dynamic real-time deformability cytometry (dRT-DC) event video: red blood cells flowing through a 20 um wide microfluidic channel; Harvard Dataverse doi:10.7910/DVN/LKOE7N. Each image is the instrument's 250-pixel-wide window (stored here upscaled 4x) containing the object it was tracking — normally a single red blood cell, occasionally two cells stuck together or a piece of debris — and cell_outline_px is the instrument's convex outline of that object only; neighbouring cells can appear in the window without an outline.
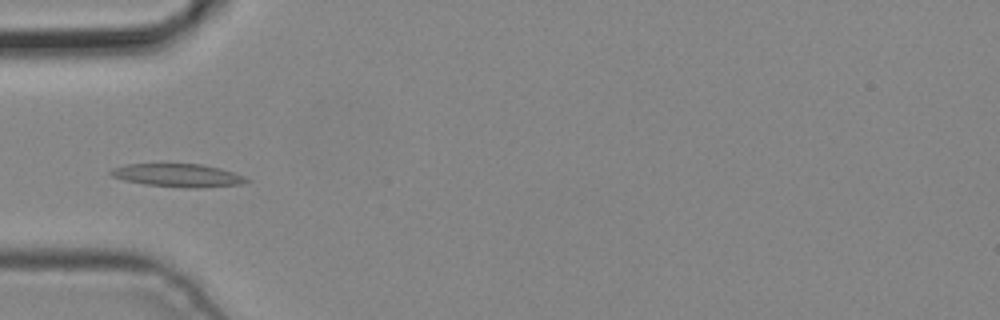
{"species": "common noctule bat (a hibernating species)", "species_latin": "Nyctalus noctula", "temperature_condition": "cold", "stored_images_in_passage": 5, "camera_frame_rate_fps": 3000, "um_per_image_px": 0.085, "animal": {"sex": "male", "body_mass_g": 19.2, "forearm_length_mm": 51.8}, "frame": {"image": 1, "passage_image": 5, "time_ms": 1.333, "image_size_px": [1000, 320], "cell_outline_px": [[252, 180], [240, 184], [196, 188], [188, 188], [144, 184], [124, 180], [112, 176], [108, 172], [112, 168], [128, 164], [200, 164], [220, 168], [244, 176]], "centroid_in_image_um": [15.11, 14.9], "position_along_channel_um": 69.9, "area_um2": 18.15}}